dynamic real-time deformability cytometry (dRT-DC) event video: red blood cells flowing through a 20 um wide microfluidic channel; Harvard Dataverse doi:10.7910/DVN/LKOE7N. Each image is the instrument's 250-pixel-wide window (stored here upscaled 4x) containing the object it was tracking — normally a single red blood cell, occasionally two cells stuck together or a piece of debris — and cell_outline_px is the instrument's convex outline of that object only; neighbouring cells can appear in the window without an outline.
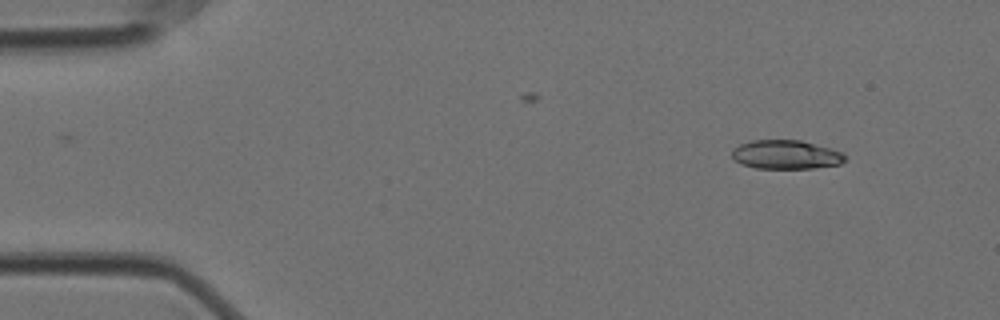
{"species": "Egyptian fruit bat (a non-hibernating species)", "species_latin": "Rousettus aegyptiacus", "temperature_condition": "cold", "stored_images_in_passage": 53, "camera_frame_rate_fps": 3000, "um_per_image_px": 0.085, "animal": {"sex": "female"}, "frame": {"image": 1, "passage_image": 1, "time_ms": 0.0, "image_size_px": [1000, 320], "cell_outline_px": [[844, 160], [840, 164], [812, 168], [756, 168], [740, 164], [732, 156], [732, 148], [740, 144], [752, 140], [800, 140], [844, 152]], "centroid_in_image_um": [66.78, 13.14], "position_along_channel_um": 18.2, "area_um2": 18.96}}
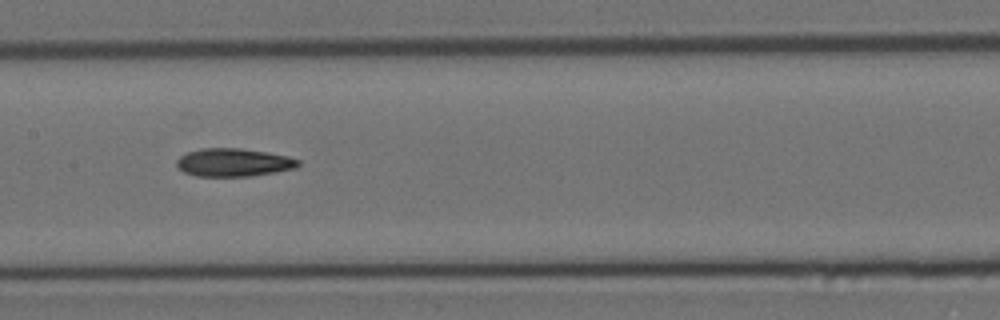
{"frame": {"image": 2, "passage_image": 23, "time_ms": 7.333, "image_size_px": [1000, 320], "cell_outline_px": [[300, 164], [296, 168], [276, 172], [252, 176], [196, 176], [184, 172], [176, 164], [176, 160], [180, 156], [188, 152], [200, 148], [240, 148], [268, 152], [288, 156], [300, 160]], "centroid_in_image_um": [19.88, 13.8], "position_along_channel_um": 187.5, "area_um2": 20.0}}
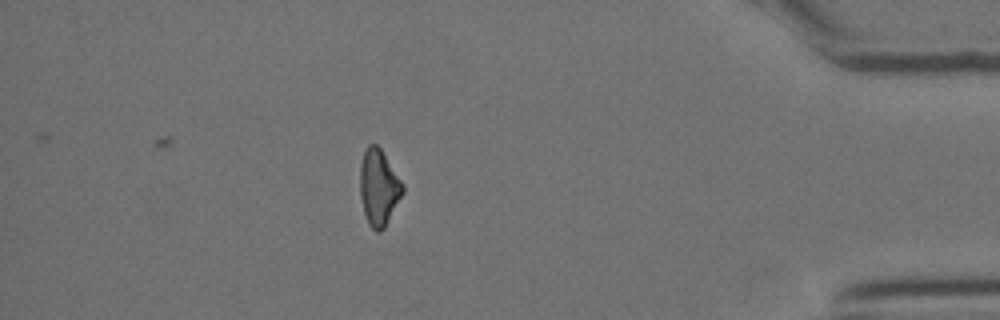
{"frame": {"image": 3, "passage_image": 45, "time_ms": 14.667, "image_size_px": [1000, 320], "cell_outline_px": [[404, 192], [384, 228], [380, 232], [376, 232], [368, 224], [364, 212], [360, 196], [360, 164], [364, 152], [368, 144], [376, 144], [380, 148], [404, 184]], "centroid_in_image_um": [32.19, 15.94], "position_along_channel_um": 403.0, "area_um2": 18.9}}